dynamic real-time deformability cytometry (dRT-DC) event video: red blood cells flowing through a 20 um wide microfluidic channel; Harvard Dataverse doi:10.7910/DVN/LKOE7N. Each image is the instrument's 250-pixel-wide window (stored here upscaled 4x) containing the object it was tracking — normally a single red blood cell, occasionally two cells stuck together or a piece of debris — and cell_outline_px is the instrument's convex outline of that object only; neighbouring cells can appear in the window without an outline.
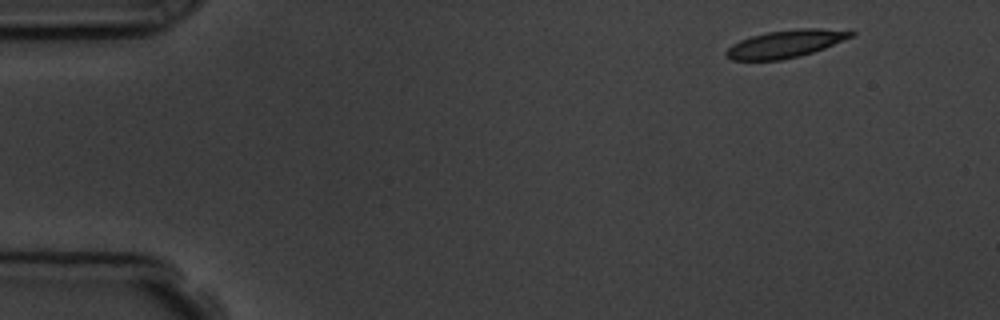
{"species": "common noctule bat (a hibernating species)", "species_latin": "Nyctalus noctula", "temperature_condition": "room temperature", "stored_images_in_passage": 4, "camera_frame_rate_fps": 3000, "um_per_image_px": 0.085, "animal": {"sex": "male", "body_mass_g": 19.5, "forearm_length_mm": 54.6}, "frame": {"image": 1, "passage_image": 1, "time_ms": 0.0, "image_size_px": [1000, 320], "cell_outline_px": [[856, 36], [824, 48], [800, 56], [780, 60], [732, 60], [724, 52], [732, 44], [740, 40], [752, 36], [768, 32], [796, 28], [820, 28], [856, 32]], "centroid_in_image_um": [66.8, 3.72], "position_along_channel_um": 18.2, "area_um2": 20.0}}
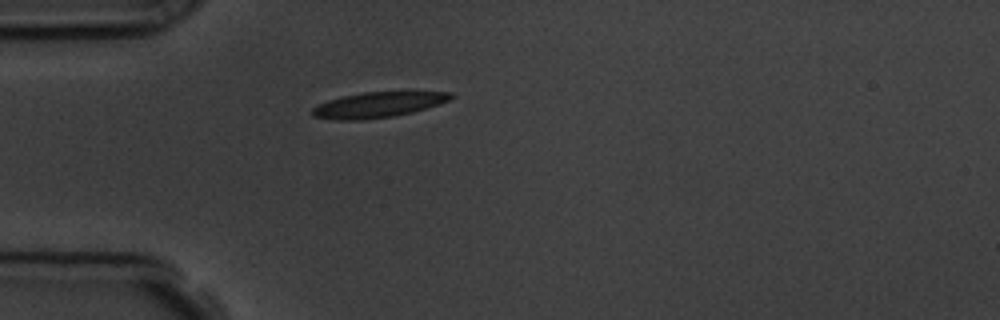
{"frame": {"image": 2, "passage_image": 4, "time_ms": 3.333, "image_size_px": [1000, 320], "cell_outline_px": [[456, 96], [448, 100], [412, 112], [392, 116], [364, 120], [336, 120], [312, 116], [312, 108], [328, 100], [344, 96], [364, 92], [408, 88], [452, 92]], "centroid_in_image_um": [32.25, 8.84], "position_along_channel_um": 52.7, "area_um2": 21.44}}